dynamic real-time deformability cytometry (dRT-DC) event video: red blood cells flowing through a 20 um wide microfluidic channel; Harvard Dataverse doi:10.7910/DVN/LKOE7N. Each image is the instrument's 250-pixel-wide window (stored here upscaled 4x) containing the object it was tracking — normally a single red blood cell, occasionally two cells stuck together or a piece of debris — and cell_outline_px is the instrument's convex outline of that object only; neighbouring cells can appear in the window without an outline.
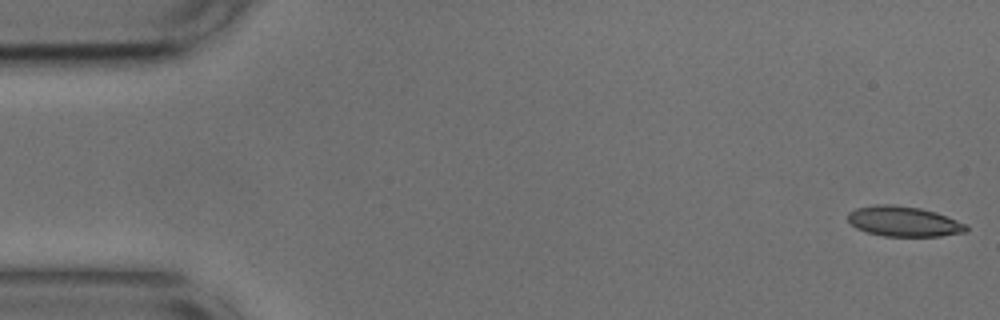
{"species": "common noctule bat (a hibernating species)", "species_latin": "Nyctalus noctula", "temperature_condition": "cold", "stored_images_in_passage": 8, "camera_frame_rate_fps": 3000, "um_per_image_px": 0.085, "animal": {"sex": "male", "body_mass_g": 17.9, "forearm_length_mm": 54.2}, "frame": {"image": 1, "passage_image": 1, "time_ms": 0.0, "image_size_px": [1000, 320], "cell_outline_px": [[968, 232], [940, 236], [884, 236], [868, 232], [856, 228], [848, 220], [848, 212], [856, 208], [876, 204], [892, 204], [920, 208], [936, 212], [968, 224]], "centroid_in_image_um": [76.85, 18.82], "position_along_channel_um": 8.2, "area_um2": 20.92}}